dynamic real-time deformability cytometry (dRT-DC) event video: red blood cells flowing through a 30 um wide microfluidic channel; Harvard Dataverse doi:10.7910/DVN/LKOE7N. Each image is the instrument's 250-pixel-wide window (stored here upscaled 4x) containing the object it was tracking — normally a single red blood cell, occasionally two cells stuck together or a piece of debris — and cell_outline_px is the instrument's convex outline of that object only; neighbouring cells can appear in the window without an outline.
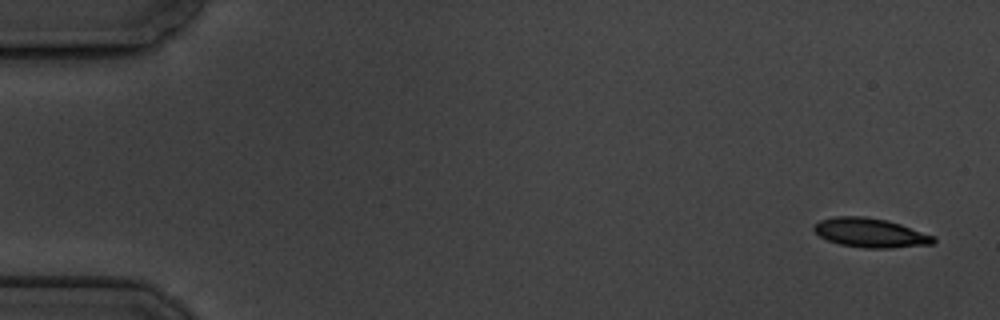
{"species": "common noctule bat (a hibernating species)", "species_latin": "Nyctalus noctula", "temperature_condition": "cold", "stored_images_in_passage": 10, "camera_frame_rate_fps": 3000, "um_per_image_px": 0.085, "animal": {"sex": "male", "body_mass_g": 19.5, "forearm_length_mm": 54.6}, "frame": {"image": 1, "passage_image": 1, "time_ms": 0.0, "image_size_px": [1000, 320], "cell_outline_px": [[936, 240], [932, 244], [892, 248], [864, 248], [840, 244], [828, 240], [820, 236], [812, 228], [820, 220], [836, 216], [864, 216], [888, 220], [936, 236]], "centroid_in_image_um": [74.01, 19.79], "position_along_channel_um": 11.0, "area_um2": 20.35}}
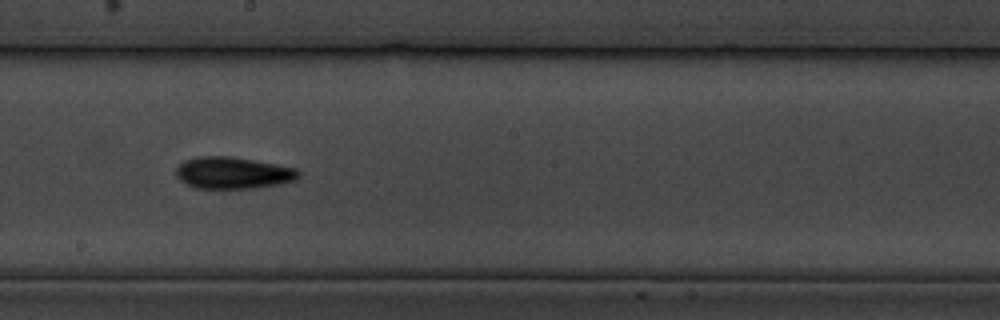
{"frame": {"image": 2, "passage_image": 9, "time_ms": 10.0, "image_size_px": [1000, 320], "cell_outline_px": [[300, 176], [292, 180], [280, 184], [252, 188], [196, 188], [184, 184], [176, 176], [176, 168], [184, 160], [196, 156], [232, 156], [276, 164], [296, 168], [300, 172]], "centroid_in_image_um": [19.76, 14.69], "position_along_channel_um": 228.4, "area_um2": 22.77}}
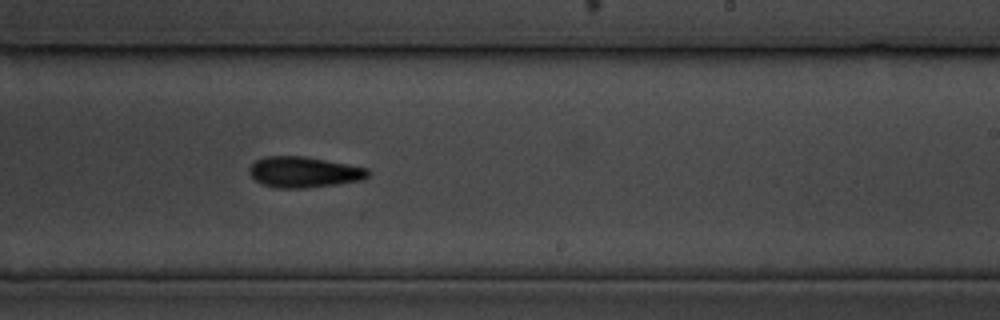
{"frame": {"image": 3, "passage_image": 10, "time_ms": 11.0, "image_size_px": [1000, 320], "cell_outline_px": [[372, 172], [368, 176], [360, 180], [336, 184], [304, 188], [276, 188], [264, 184], [256, 180], [248, 172], [248, 168], [256, 160], [264, 156], [304, 156], [348, 164], [368, 168]], "centroid_in_image_um": [25.83, 14.62], "position_along_channel_um": 263.2, "area_um2": 21.27}}